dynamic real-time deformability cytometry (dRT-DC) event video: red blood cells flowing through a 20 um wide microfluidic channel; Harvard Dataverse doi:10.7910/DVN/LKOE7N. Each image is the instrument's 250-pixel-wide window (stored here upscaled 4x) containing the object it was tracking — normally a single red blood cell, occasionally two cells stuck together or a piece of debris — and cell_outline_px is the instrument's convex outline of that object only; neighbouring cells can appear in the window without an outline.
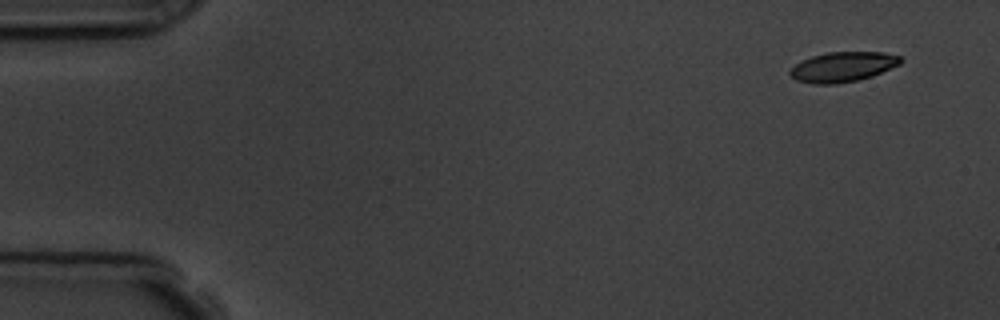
{"species": "common noctule bat (a hibernating species)", "species_latin": "Nyctalus noctula", "temperature_condition": "room temperature", "stored_images_in_passage": 5, "camera_frame_rate_fps": 3000, "um_per_image_px": 0.085, "animal": {"sex": "male", "body_mass_g": 19.5, "forearm_length_mm": 54.6}, "frame": {"image": 1, "passage_image": 1, "time_ms": 0.0, "image_size_px": [1000, 320], "cell_outline_px": [[904, 60], [900, 64], [872, 76], [856, 80], [836, 84], [812, 84], [796, 80], [788, 72], [796, 64], [812, 56], [828, 52], [884, 52], [900, 56]], "centroid_in_image_um": [71.66, 5.68], "position_along_channel_um": 13.3, "area_um2": 19.19}}
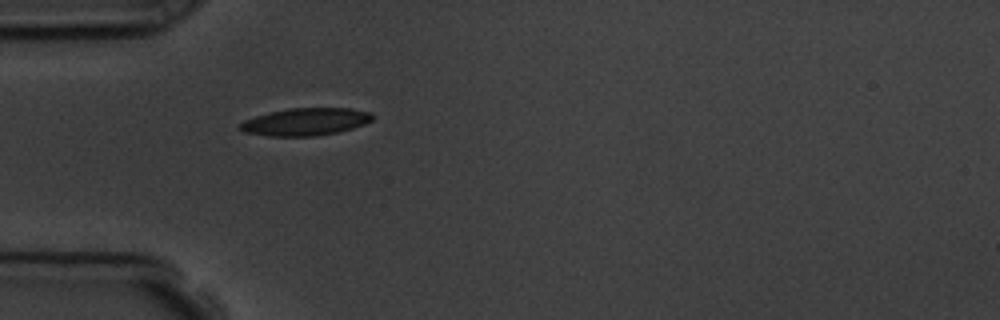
{"frame": {"image": 2, "passage_image": 5, "time_ms": 4.333, "image_size_px": [1000, 320], "cell_outline_px": [[376, 116], [372, 120], [364, 124], [352, 128], [336, 132], [316, 136], [268, 136], [244, 132], [236, 128], [244, 120], [268, 112], [288, 108], [352, 108], [372, 112]], "centroid_in_image_um": [25.97, 10.34], "position_along_channel_um": 59.0, "area_um2": 21.39}}